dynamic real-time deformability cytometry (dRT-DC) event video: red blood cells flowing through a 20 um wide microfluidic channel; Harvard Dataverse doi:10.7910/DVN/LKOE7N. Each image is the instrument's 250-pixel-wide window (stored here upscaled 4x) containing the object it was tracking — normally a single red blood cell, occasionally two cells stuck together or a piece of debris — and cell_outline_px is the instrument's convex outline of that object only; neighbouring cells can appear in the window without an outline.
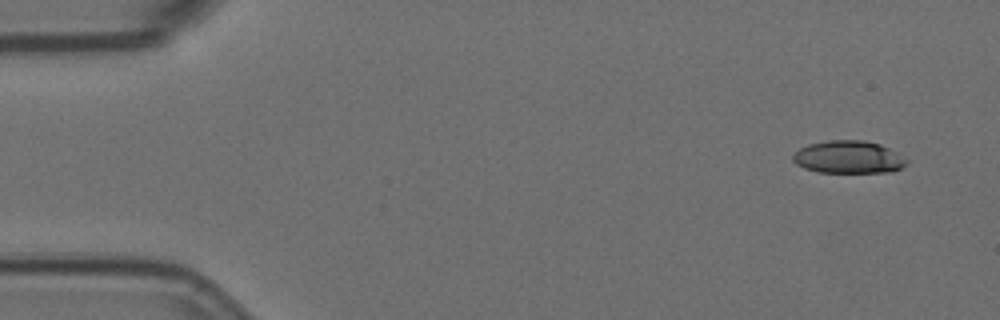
{"species": "Egyptian fruit bat (a non-hibernating species)", "species_latin": "Rousettus aegyptiacus", "temperature_condition": "room temperature", "stored_images_in_passage": 7, "camera_frame_rate_fps": 3000, "um_per_image_px": 0.085, "animal": {"sex": "female"}, "frame": {"image": 1, "passage_image": 1, "time_ms": 0.0, "image_size_px": [1000, 320], "cell_outline_px": [[908, 164], [892, 172], [816, 172], [804, 168], [796, 164], [792, 160], [792, 156], [800, 148], [808, 144], [828, 140], [864, 140], [880, 144], [896, 152], [908, 160]], "centroid_in_image_um": [72.12, 13.35], "position_along_channel_um": 12.9, "area_um2": 21.68}}
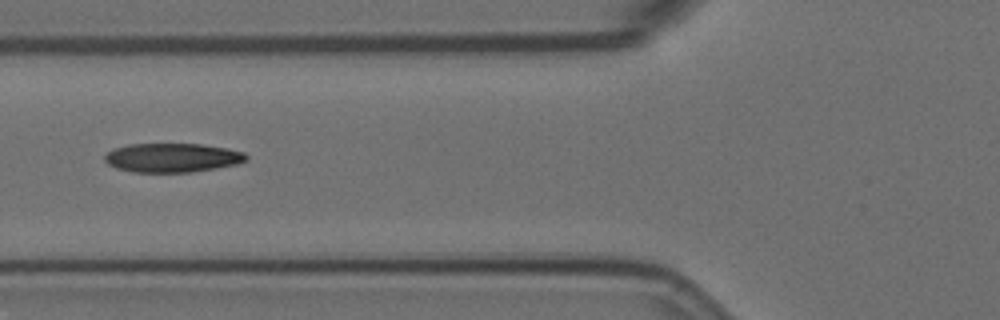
{"frame": {"image": 2, "passage_image": 6, "time_ms": 1.667, "image_size_px": [1000, 320], "cell_outline_px": [[248, 160], [236, 164], [216, 168], [192, 172], [132, 172], [116, 168], [108, 164], [104, 160], [104, 156], [112, 148], [128, 144], [200, 144], [228, 148], [244, 152], [248, 156]], "centroid_in_image_um": [14.63, 13.4], "position_along_channel_um": 111.2, "area_um2": 24.1}}
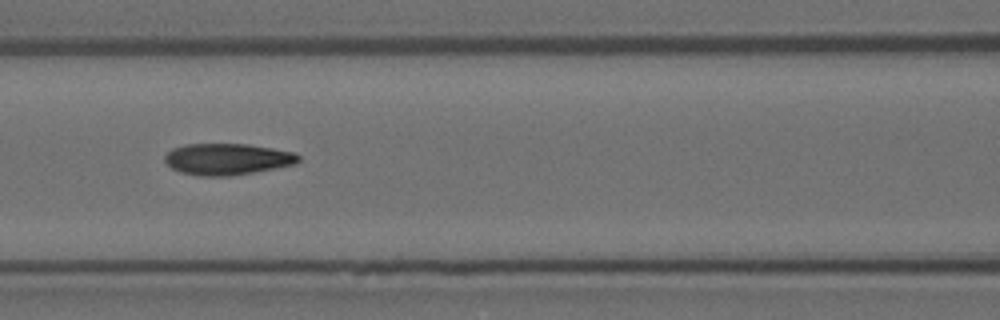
{"frame": {"image": 3, "passage_image": 7, "time_ms": 2.0, "image_size_px": [1000, 320], "cell_outline_px": [[300, 160], [296, 164], [252, 172], [228, 176], [200, 176], [180, 172], [172, 168], [164, 160], [164, 156], [172, 148], [184, 144], [248, 144], [296, 152], [300, 156]], "centroid_in_image_um": [19.32, 13.52], "position_along_channel_um": 147.3, "area_um2": 24.51}}